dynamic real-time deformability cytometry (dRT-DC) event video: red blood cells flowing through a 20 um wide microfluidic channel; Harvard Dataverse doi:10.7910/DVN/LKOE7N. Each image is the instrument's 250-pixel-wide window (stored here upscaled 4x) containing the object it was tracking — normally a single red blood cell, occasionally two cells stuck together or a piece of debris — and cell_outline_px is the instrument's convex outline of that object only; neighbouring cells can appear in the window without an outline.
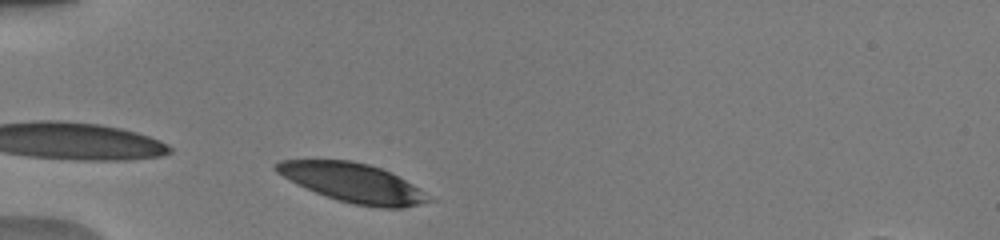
{"species": "human", "species_latin": "Homo sapiens", "temperature_condition": "warm", "stored_images_in_passage": 8, "camera_frame_rate_fps": 3000, "um_per_image_px": 0.085, "donor": {"sex": "male"}, "frame": {"image": 1, "passage_image": 1, "time_ms": 0.0, "image_size_px": [1000, 240], "cell_outline_px": [[440, 200], [404, 208], [380, 208], [352, 204], [336, 200], [324, 196], [296, 184], [276, 172], [272, 168], [280, 160], [348, 160], [368, 164], [380, 168], [412, 184]], "centroid_in_image_um": [30.05, 15.57], "position_along_channel_um": 55.0, "area_um2": 34.97}}
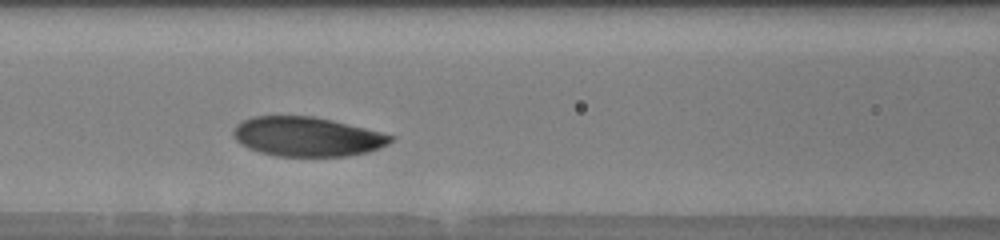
{"frame": {"image": 2, "passage_image": 6, "time_ms": 2.667, "image_size_px": [1000, 240], "cell_outline_px": [[396, 136], [388, 144], [380, 148], [368, 152], [348, 156], [276, 156], [260, 152], [248, 148], [240, 144], [232, 136], [232, 132], [236, 124], [240, 120], [252, 116], [312, 116], [332, 120]], "centroid_in_image_um": [26.06, 11.61], "position_along_channel_um": 140.5, "area_um2": 36.3}}
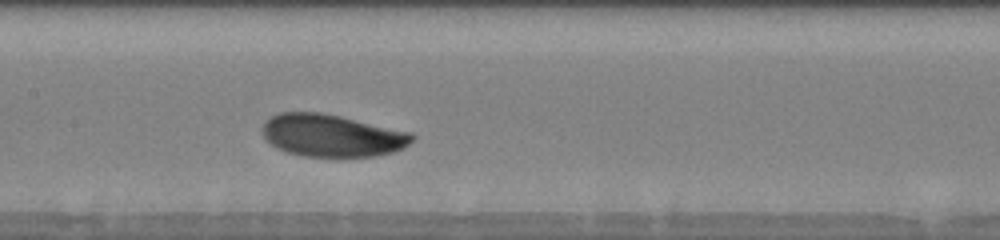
{"frame": {"image": 3, "passage_image": 8, "time_ms": 3.667, "image_size_px": [1000, 240], "cell_outline_px": [[416, 136], [404, 148], [392, 152], [372, 156], [304, 156], [288, 152], [276, 148], [264, 136], [264, 120], [268, 116], [280, 112], [320, 112], [340, 116], [412, 132]], "centroid_in_image_um": [28.21, 11.5], "position_along_channel_um": 179.2, "area_um2": 36.82}}